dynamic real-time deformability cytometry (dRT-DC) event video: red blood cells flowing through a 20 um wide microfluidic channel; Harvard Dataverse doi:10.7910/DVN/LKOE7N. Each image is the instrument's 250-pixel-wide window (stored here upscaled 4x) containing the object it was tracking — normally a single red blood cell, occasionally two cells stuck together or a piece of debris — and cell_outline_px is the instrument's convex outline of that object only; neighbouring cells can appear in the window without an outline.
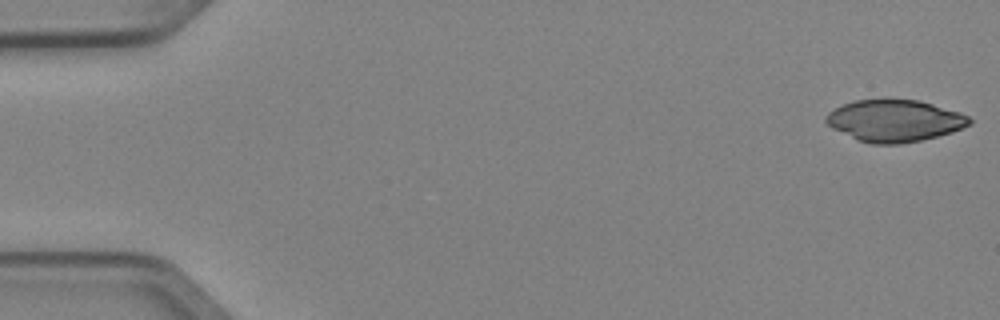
{"species": "Egyptian fruit bat (a non-hibernating species)", "species_latin": "Rousettus aegyptiacus", "temperature_condition": "cold", "stored_images_in_passage": 5, "camera_frame_rate_fps": 3000, "um_per_image_px": 0.085, "animal": {"sex": "female"}, "frame": {"image": 1, "passage_image": 1, "time_ms": 0.0, "image_size_px": [1000, 320], "cell_outline_px": [[972, 124], [964, 128], [952, 132], [920, 140], [900, 144], [872, 144], [856, 140], [832, 128], [824, 120], [824, 116], [828, 112], [852, 100], [920, 100], [960, 112], [968, 116], [972, 120]], "centroid_in_image_um": [76.04, 10.27], "position_along_channel_um": 9.0, "area_um2": 35.03}}